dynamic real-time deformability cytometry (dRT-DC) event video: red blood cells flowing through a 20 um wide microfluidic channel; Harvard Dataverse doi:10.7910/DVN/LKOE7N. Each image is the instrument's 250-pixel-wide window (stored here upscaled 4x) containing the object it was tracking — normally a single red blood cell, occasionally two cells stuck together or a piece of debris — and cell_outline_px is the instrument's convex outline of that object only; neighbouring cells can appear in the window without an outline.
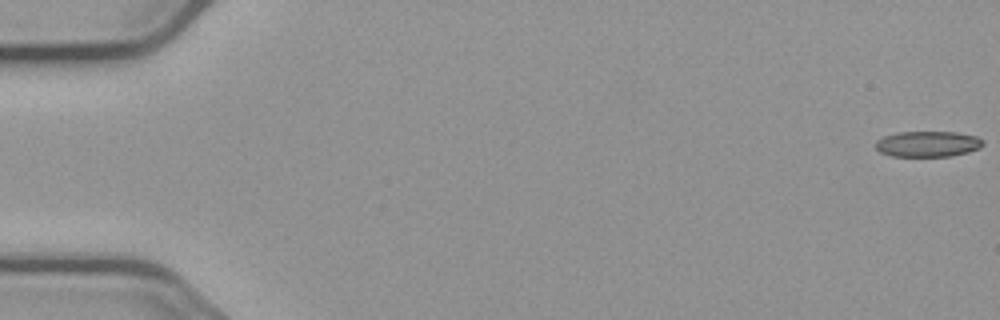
{"species": "common noctule bat (a hibernating species)", "species_latin": "Nyctalus noctula", "temperature_condition": "cold", "stored_images_in_passage": 56, "camera_frame_rate_fps": 3000, "um_per_image_px": 0.085, "animal": {"sex": "male", "body_mass_g": 23.1, "forearm_length_mm": 52.7}, "frame": {"image": 1, "passage_image": 1, "time_ms": 0.0, "image_size_px": [1000, 320], "cell_outline_px": [[984, 144], [980, 148], [968, 152], [952, 156], [892, 156], [880, 152], [876, 148], [876, 140], [884, 136], [896, 132], [956, 132], [976, 136], [984, 140]], "centroid_in_image_um": [78.88, 12.23], "position_along_channel_um": 6.1, "area_um2": 16.18}}
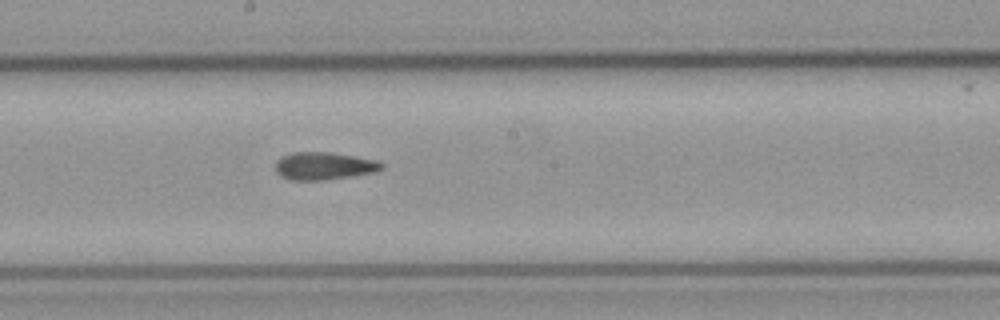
{"frame": {"image": 2, "passage_image": 31, "time_ms": 10.0, "image_size_px": [1000, 320], "cell_outline_px": [[384, 168], [376, 172], [324, 180], [288, 180], [280, 176], [276, 172], [276, 160], [292, 152], [328, 152], [376, 160], [384, 164]], "centroid_in_image_um": [27.52, 14.11], "position_along_channel_um": 220.7, "area_um2": 17.05}}
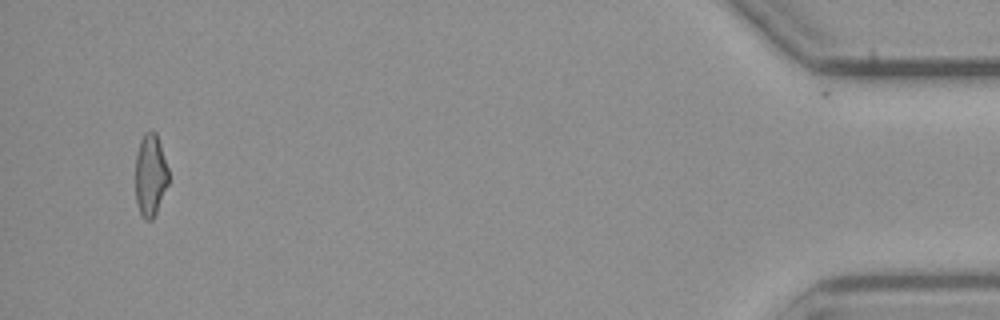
{"frame": {"image": 3, "passage_image": 54, "time_ms": 17.667, "image_size_px": [1000, 320], "cell_outline_px": [[168, 184], [156, 212], [152, 220], [144, 220], [140, 212], [136, 200], [136, 156], [140, 140], [144, 132], [156, 132], [168, 168]], "centroid_in_image_um": [12.78, 14.89], "position_along_channel_um": 422.4, "area_um2": 15.66}, "authors_computed_cell_mechanics": {"area_um2": 17.051, "velocity_mm_per_s": 3.7285, "shape_relaxation_time_tau1_ms": null, "shape_relaxation_time_tau2_ms": 4.2627, "deformation_change_tau1": null, "deformation_change_tau2": 0.117}}